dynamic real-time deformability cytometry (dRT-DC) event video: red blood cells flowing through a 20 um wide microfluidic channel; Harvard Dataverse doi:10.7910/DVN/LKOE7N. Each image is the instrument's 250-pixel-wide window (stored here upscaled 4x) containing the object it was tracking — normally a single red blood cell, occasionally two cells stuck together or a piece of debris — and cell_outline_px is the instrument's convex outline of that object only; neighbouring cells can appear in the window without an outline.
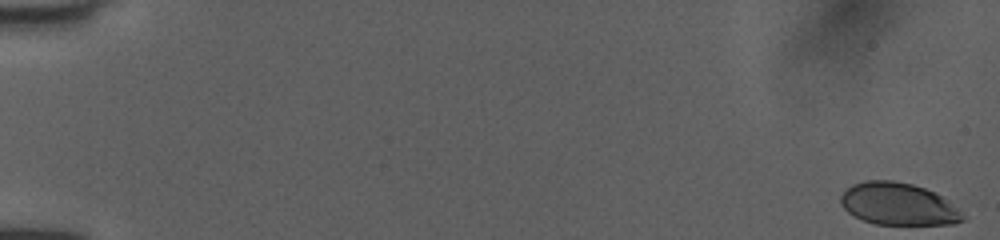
{"species": "human", "species_latin": "Homo sapiens", "temperature_condition": "room temperature", "stored_images_in_passage": 49, "camera_frame_rate_fps": 3000, "um_per_image_px": 0.085, "donor": {"sex": "female"}, "frame": {"image": 1, "passage_image": 1, "time_ms": 0.0, "image_size_px": [1000, 240], "cell_outline_px": [[964, 220], [952, 224], [876, 224], [864, 220], [848, 212], [840, 204], [840, 196], [852, 184], [868, 180], [892, 180], [912, 184], [924, 188], [940, 196], [960, 208], [964, 216]], "centroid_in_image_um": [76.36, 17.34], "position_along_channel_um": 8.6, "area_um2": 29.82}}
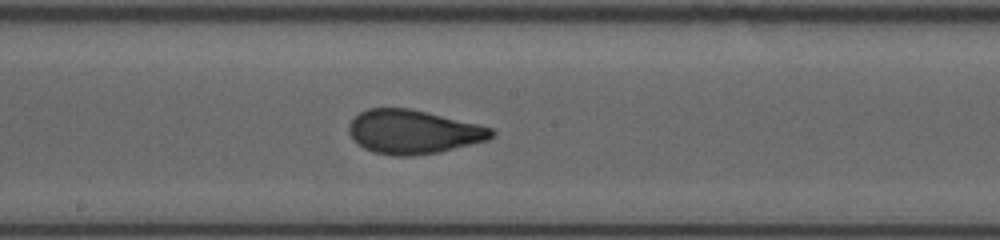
{"frame": {"image": 2, "passage_image": 27, "time_ms": 8.667, "image_size_px": [1000, 240], "cell_outline_px": [[496, 132], [488, 140], [440, 152], [412, 156], [392, 156], [376, 152], [364, 148], [356, 144], [352, 140], [348, 132], [348, 124], [360, 112], [368, 108], [412, 108], [480, 124], [492, 128]], "centroid_in_image_um": [35.13, 11.2], "position_along_channel_um": 213.1, "area_um2": 36.88}}
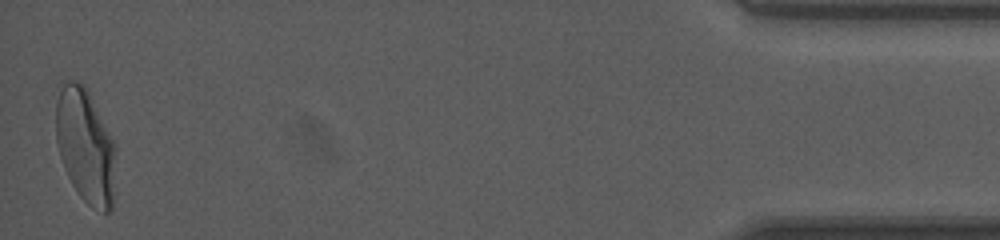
{"frame": {"image": 3, "passage_image": 49, "time_ms": 16.0, "image_size_px": [1000, 240], "cell_outline_px": [[116, 144], [112, 208], [108, 212], [104, 212], [92, 208], [80, 196], [72, 184], [68, 176], [60, 156], [56, 140], [56, 100], [60, 80], [72, 80], [84, 84]], "centroid_in_image_um": [7.25, 12.36], "position_along_channel_um": 428.0, "area_um2": 40.06}, "authors_computed_cell_mechanics": {"area_um2": 36.125, "velocity_mm_per_s": 4.0319, "shape_relaxation_time_tau1_ms": 3.8324, "shape_relaxation_time_tau2_ms": null, "deformation_change_tau1": 0.1728, "deformation_change_tau2": null}}